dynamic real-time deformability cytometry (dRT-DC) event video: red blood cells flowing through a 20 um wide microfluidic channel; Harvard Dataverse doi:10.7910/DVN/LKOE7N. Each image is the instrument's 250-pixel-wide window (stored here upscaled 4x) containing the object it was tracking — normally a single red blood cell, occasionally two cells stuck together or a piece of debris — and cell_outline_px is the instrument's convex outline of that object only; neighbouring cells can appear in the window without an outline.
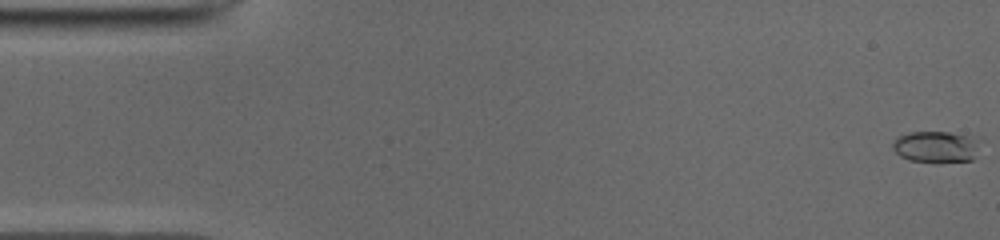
{"species": "common noctule bat (a hibernating species)", "species_latin": "Nyctalus noctula", "temperature_condition": "cold", "stored_images_in_passage": 51, "camera_frame_rate_fps": 3000, "um_per_image_px": 0.085, "animal": {"sex": "male", "body_mass_g": 19.0, "forearm_length_mm": 50.8}, "frame": {"image": 1, "passage_image": 1, "time_ms": 0.0, "image_size_px": [1000, 240], "cell_outline_px": [[972, 160], [908, 160], [900, 156], [892, 148], [892, 144], [900, 136], [908, 132], [948, 132], [964, 136], [972, 144]], "centroid_in_image_um": [79.32, 12.45], "position_along_channel_um": 5.7, "area_um2": 14.33}}
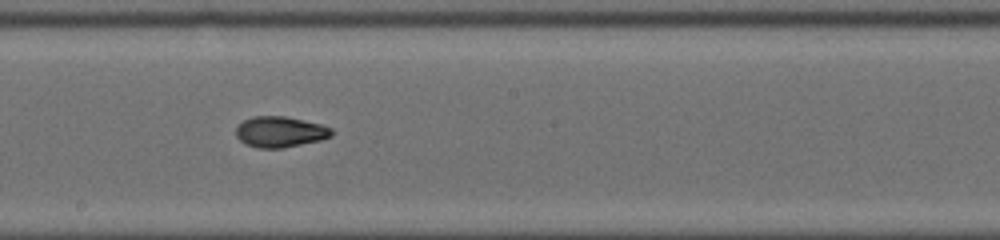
{"frame": {"image": 2, "passage_image": 28, "time_ms": 9.0, "image_size_px": [1000, 240], "cell_outline_px": [[332, 136], [320, 140], [280, 148], [260, 148], [248, 144], [240, 140], [236, 136], [236, 128], [244, 120], [252, 116], [284, 116], [320, 124], [332, 128]], "centroid_in_image_um": [23.8, 11.2], "position_along_channel_um": 224.4, "area_um2": 16.88}}
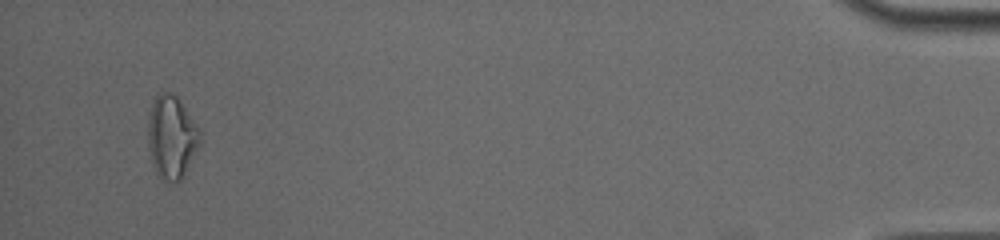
{"frame": {"image": 3, "passage_image": 49, "time_ms": 16.0, "image_size_px": [1000, 240], "cell_outline_px": [[200, 144], [184, 176], [176, 184], [160, 176], [156, 172], [152, 164], [148, 144], [148, 116], [152, 100], [160, 92], [172, 92], [180, 100], [200, 128]], "centroid_in_image_um": [14.59, 11.63], "position_along_channel_um": 420.6, "area_um2": 25.37}, "authors_computed_cell_mechanics": {"area_um2": 16.9932, "velocity_mm_per_s": 3.9679, "shape_relaxation_time_tau1_ms": 3.8747, "shape_relaxation_time_tau2_ms": 2.0965, "deformation_change_tau1": 0.1624, "deformation_change_tau2": 0.0721}}